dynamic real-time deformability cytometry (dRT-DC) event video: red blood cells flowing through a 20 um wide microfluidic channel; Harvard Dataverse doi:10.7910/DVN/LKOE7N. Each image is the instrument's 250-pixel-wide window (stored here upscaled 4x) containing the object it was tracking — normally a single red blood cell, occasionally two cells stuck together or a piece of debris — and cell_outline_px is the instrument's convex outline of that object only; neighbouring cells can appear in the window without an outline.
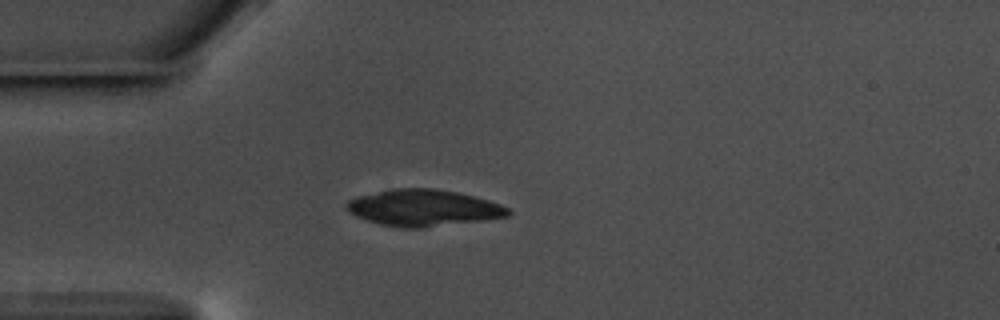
{"species": "common noctule bat (a hibernating species)", "species_latin": "Nyctalus noctula", "temperature_condition": "warm", "stored_images_in_passage": 42, "camera_frame_rate_fps": 3000, "um_per_image_px": 0.085, "animal": {"sex": "male", "body_mass_g": 17.5, "forearm_length_mm": 52.3}, "frame": {"image": 1, "passage_image": 1, "time_ms": 0.0, "image_size_px": [1000, 320], "cell_outline_px": [[512, 212], [508, 216], [424, 228], [400, 228], [380, 224], [356, 216], [348, 212], [344, 208], [344, 204], [348, 200], [356, 196], [392, 188], [432, 188], [456, 192], [488, 200], [500, 204], [508, 208]], "centroid_in_image_um": [35.92, 17.66], "position_along_channel_um": 49.1, "area_um2": 34.39}}
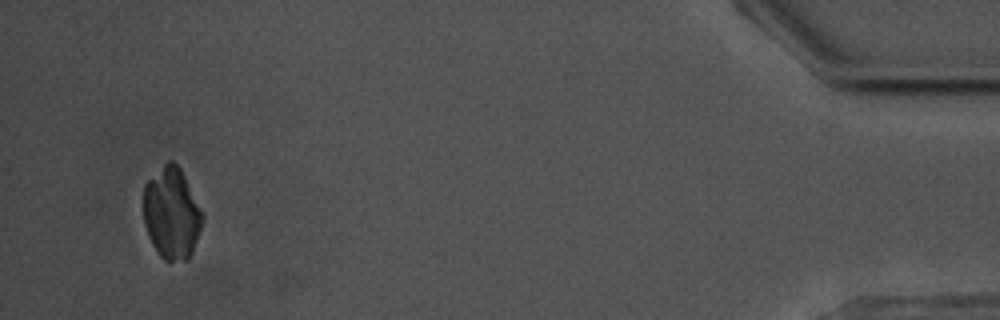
{"frame": {"image": 2, "passage_image": 40, "time_ms": 13.0, "image_size_px": [1000, 320], "cell_outline_px": [[204, 216], [192, 252], [188, 260], [168, 264], [160, 256], [152, 244], [148, 236], [144, 224], [144, 184], [168, 160], [172, 160], [180, 168]], "centroid_in_image_um": [14.57, 18.18], "position_along_channel_um": 420.6, "area_um2": 31.39}}